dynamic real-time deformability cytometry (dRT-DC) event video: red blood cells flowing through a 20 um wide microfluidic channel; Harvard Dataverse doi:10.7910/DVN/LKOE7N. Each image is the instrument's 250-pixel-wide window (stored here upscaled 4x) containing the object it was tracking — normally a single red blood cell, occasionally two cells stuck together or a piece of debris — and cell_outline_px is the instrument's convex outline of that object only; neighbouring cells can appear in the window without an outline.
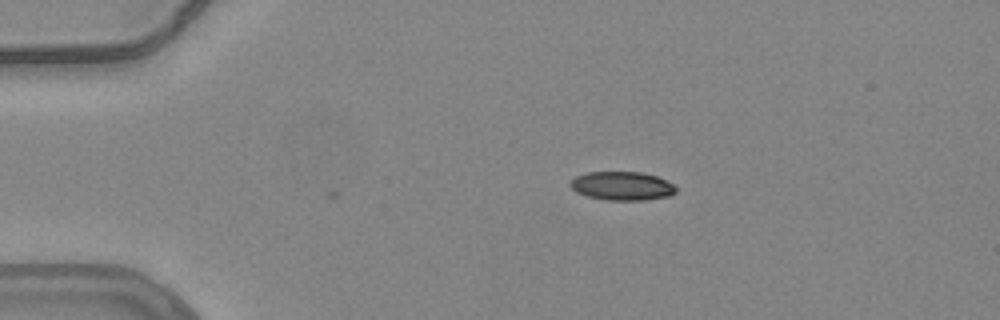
{"species": "common noctule bat (a hibernating species)", "species_latin": "Nyctalus noctula", "temperature_condition": "warm", "stored_images_in_passage": 37, "camera_frame_rate_fps": 3000, "um_per_image_px": 0.085, "animal": {"sex": "female", "body_mass_g": 24.6, "forearm_length_mm": 56.2}, "frame": {"image": 1, "passage_image": 1, "time_ms": 0.0, "image_size_px": [1000, 320], "cell_outline_px": [[676, 192], [668, 196], [644, 200], [604, 200], [588, 196], [576, 192], [568, 184], [576, 176], [584, 172], [640, 172], [656, 176], [672, 184], [676, 188]], "centroid_in_image_um": [52.83, 15.8], "position_along_channel_um": 32.2, "area_um2": 17.57}}
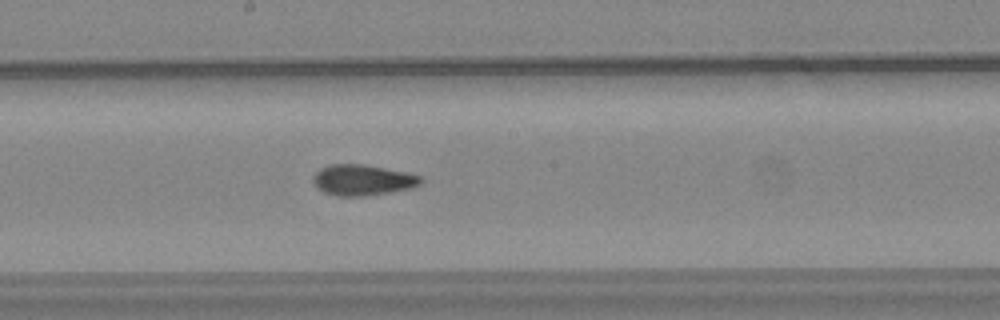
{"frame": {"image": 2, "passage_image": 20, "time_ms": 6.333, "image_size_px": [1000, 320], "cell_outline_px": [[424, 180], [420, 184], [412, 188], [364, 196], [336, 196], [324, 192], [316, 188], [312, 180], [312, 176], [320, 168], [328, 164], [364, 164], [408, 172], [420, 176]], "centroid_in_image_um": [30.8, 15.29], "position_along_channel_um": 217.4, "area_um2": 19.54}}
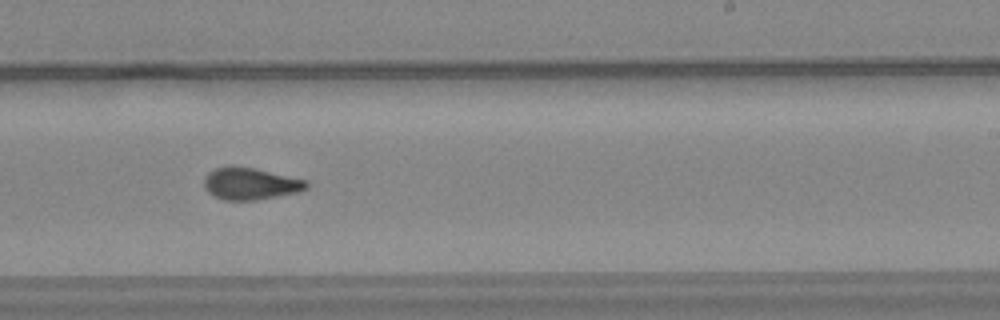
{"frame": {"image": 3, "passage_image": 24, "time_ms": 7.667, "image_size_px": [1000, 320], "cell_outline_px": [[308, 188], [300, 192], [256, 200], [224, 200], [208, 192], [204, 188], [204, 176], [208, 172], [216, 168], [252, 168], [308, 180]], "centroid_in_image_um": [21.32, 15.64], "position_along_channel_um": 267.7, "area_um2": 18.73}, "authors_computed_cell_mechanics": {"area_um2": 19.074, "velocity_mm_per_s": 3.8049, "shape_relaxation_time_tau1_ms": null, "shape_relaxation_time_tau2_ms": 2.2548, "deformation_change_tau1": null, "deformation_change_tau2": 0.0889}}